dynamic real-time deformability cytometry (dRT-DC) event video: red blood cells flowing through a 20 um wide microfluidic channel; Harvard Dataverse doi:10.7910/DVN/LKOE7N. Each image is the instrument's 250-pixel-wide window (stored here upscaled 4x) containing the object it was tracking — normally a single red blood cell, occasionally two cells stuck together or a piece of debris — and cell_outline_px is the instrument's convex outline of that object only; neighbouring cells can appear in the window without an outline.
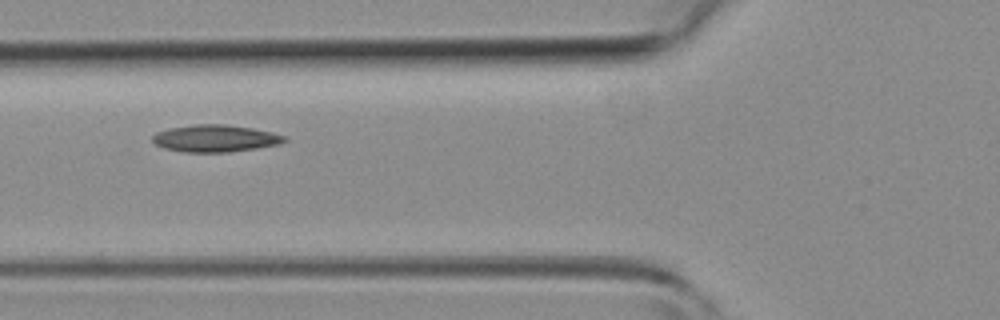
{"species": "common noctule bat (a hibernating species)", "species_latin": "Nyctalus noctula", "temperature_condition": "room temperature", "stored_images_in_passage": 2, "camera_frame_rate_fps": 3000, "um_per_image_px": 0.085, "animal": {"sex": "female", "body_mass_g": 19.3, "forearm_length_mm": 54.1}, "frame": {"image": 1, "passage_image": 2, "time_ms": 1.333, "image_size_px": [1000, 320], "cell_outline_px": [[288, 140], [280, 144], [256, 148], [228, 152], [184, 152], [164, 148], [156, 144], [152, 140], [152, 136], [156, 132], [168, 128], [196, 124], [224, 124], [252, 128], [272, 132], [288, 136]], "centroid_in_image_um": [18.32, 11.76], "position_along_channel_um": 107.5, "area_um2": 20.92}}